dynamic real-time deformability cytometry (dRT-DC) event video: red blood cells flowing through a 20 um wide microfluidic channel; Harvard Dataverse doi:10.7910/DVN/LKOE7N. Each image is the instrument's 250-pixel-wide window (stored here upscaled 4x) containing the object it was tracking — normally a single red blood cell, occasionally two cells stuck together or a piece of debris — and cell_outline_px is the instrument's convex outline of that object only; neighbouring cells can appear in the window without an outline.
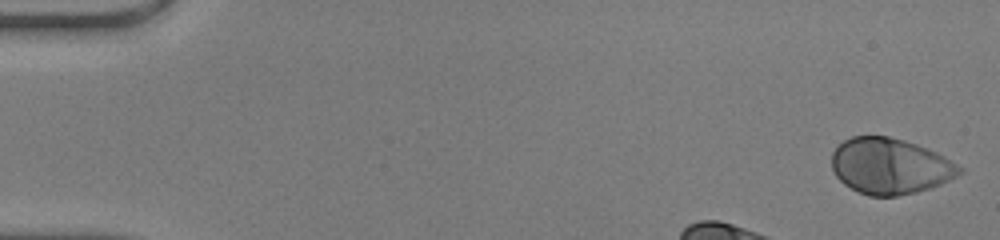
{"species": "human", "species_latin": "Homo sapiens", "temperature_condition": "warm", "stored_images_in_passage": 35, "camera_frame_rate_fps": 3000, "um_per_image_px": 0.085, "donor": {"sex": "male"}, "frame": {"image": 1, "passage_image": 1, "time_ms": 0.0, "image_size_px": [1000, 240], "cell_outline_px": [[964, 172], [940, 184], [916, 192], [896, 196], [868, 196], [844, 184], [836, 176], [832, 168], [832, 152], [844, 140], [852, 136], [888, 136], [904, 140], [928, 148], [944, 156], [964, 168]], "centroid_in_image_um": [75.66, 14.11], "position_along_channel_um": 9.3, "area_um2": 41.56}}
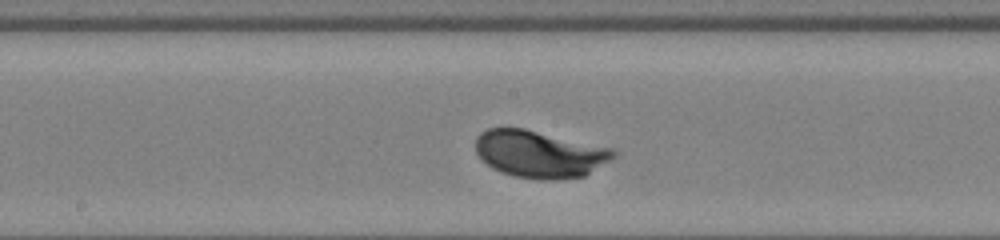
{"frame": {"image": 2, "passage_image": 21, "time_ms": 6.667, "image_size_px": [1000, 240], "cell_outline_px": [[616, 156], [584, 176], [556, 180], [540, 180], [516, 176], [500, 172], [492, 168], [476, 152], [476, 136], [480, 132], [488, 128], [524, 128], [616, 148]], "centroid_in_image_um": [45.89, 13.08], "position_along_channel_um": 202.3, "area_um2": 38.09}}
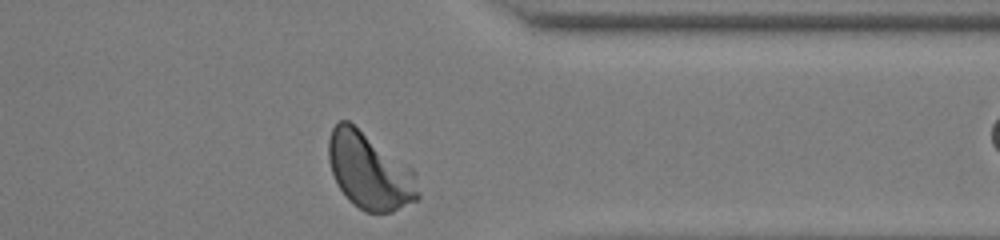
{"frame": {"image": 3, "passage_image": 34, "time_ms": 11.0, "image_size_px": [1000, 240], "cell_outline_px": [[420, 200], [392, 212], [364, 212], [352, 204], [348, 200], [340, 188], [332, 172], [328, 160], [328, 140], [332, 128], [340, 120], [348, 120], [412, 168], [416, 172], [420, 192]], "centroid_in_image_um": [31.44, 14.56], "position_along_channel_um": 380.0, "area_um2": 40.11}}